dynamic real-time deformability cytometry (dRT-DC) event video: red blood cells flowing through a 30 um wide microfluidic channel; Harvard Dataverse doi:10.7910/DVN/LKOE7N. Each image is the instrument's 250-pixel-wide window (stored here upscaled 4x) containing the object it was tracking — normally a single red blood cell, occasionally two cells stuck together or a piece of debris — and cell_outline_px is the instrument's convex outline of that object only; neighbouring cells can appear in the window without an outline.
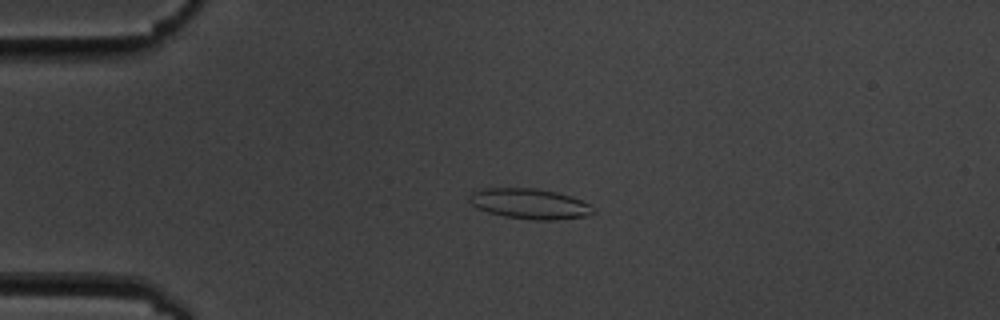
{"species": "common noctule bat (a hibernating species)", "species_latin": "Nyctalus noctula", "temperature_condition": "cold", "stored_images_in_passage": 6, "camera_frame_rate_fps": 3000, "um_per_image_px": 0.085, "animal": {"sex": "male", "body_mass_g": 19.5, "forearm_length_mm": 54.6}, "frame": {"image": 1, "passage_image": 4, "time_ms": 4.0, "image_size_px": [1000, 320], "cell_outline_px": [[596, 212], [588, 216], [556, 220], [532, 220], [504, 216], [488, 212], [472, 204], [468, 200], [468, 196], [476, 188], [536, 188], [556, 192], [572, 196], [588, 204]], "centroid_in_image_um": [45.01, 17.31], "position_along_channel_um": 40.0, "area_um2": 22.02}}